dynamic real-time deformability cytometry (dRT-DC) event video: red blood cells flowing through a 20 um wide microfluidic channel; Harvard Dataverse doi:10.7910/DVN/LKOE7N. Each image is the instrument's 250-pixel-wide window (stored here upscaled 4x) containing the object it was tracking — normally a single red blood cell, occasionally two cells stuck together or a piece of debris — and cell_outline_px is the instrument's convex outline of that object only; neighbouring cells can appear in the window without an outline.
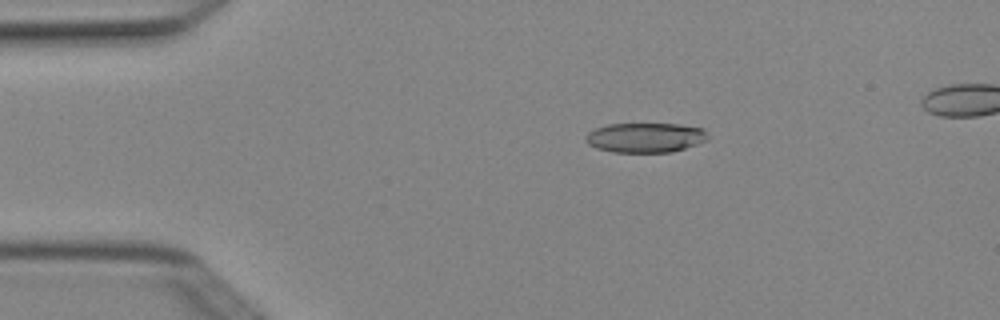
{"species": "Egyptian fruit bat (a non-hibernating species)", "species_latin": "Rousettus aegyptiacus", "temperature_condition": "cold", "stored_images_in_passage": 5, "camera_frame_rate_fps": 3000, "um_per_image_px": 0.085, "animal": {"sex": "female"}, "frame": {"image": 1, "passage_image": 3, "time_ms": 0.667, "image_size_px": [1000, 320], "cell_outline_px": [[708, 140], [672, 152], [612, 152], [596, 148], [588, 144], [584, 140], [584, 136], [588, 132], [596, 128], [608, 124], [680, 124], [704, 128], [708, 136]], "centroid_in_image_um": [54.84, 11.69], "position_along_channel_um": 30.2, "area_um2": 21.27}}